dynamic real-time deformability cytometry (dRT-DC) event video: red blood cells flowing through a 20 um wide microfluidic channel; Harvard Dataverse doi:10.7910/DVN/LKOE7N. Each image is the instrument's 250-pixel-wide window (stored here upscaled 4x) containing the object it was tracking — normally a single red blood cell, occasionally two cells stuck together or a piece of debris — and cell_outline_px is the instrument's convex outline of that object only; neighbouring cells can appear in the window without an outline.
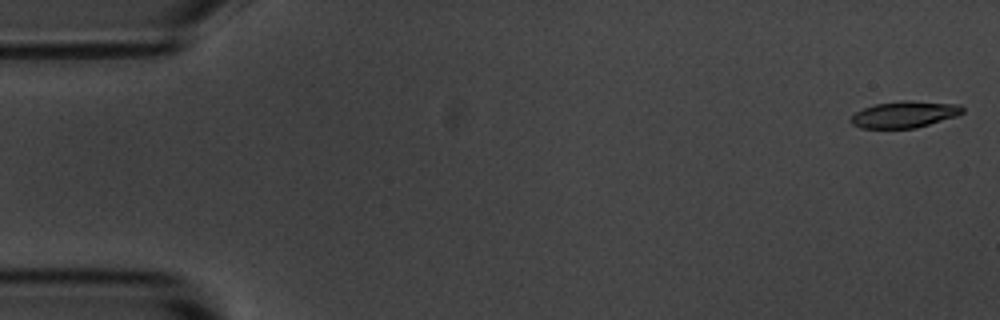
{"species": "common noctule bat (a hibernating species)", "species_latin": "Nyctalus noctula", "temperature_condition": "room temperature", "stored_images_in_passage": 55, "camera_frame_rate_fps": 3000, "um_per_image_px": 0.085, "animal": {"sex": "male", "body_mass_g": 20.1, "forearm_length_mm": 53.5}, "frame": {"image": 1, "passage_image": 1, "time_ms": 0.0, "image_size_px": [1000, 320], "cell_outline_px": [[964, 112], [956, 116], [916, 128], [860, 128], [852, 124], [848, 120], [856, 112], [864, 108], [876, 104], [900, 100], [912, 100], [960, 104], [964, 108]], "centroid_in_image_um": [76.89, 9.71], "position_along_channel_um": 8.1, "area_um2": 17.4}}
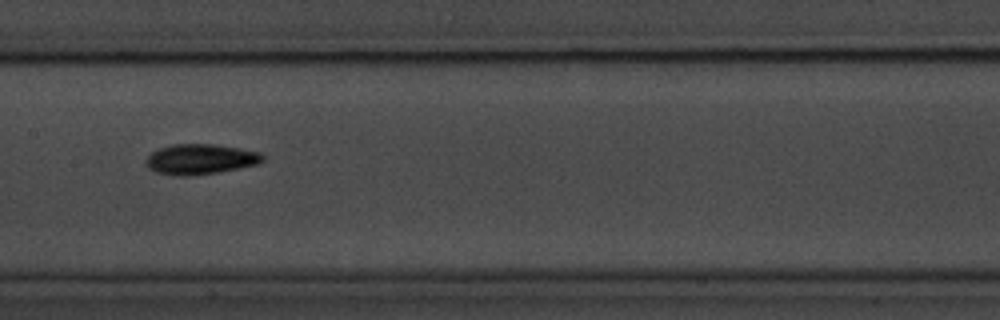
{"frame": {"image": 2, "passage_image": 27, "time_ms": 8.667, "image_size_px": [1000, 320], "cell_outline_px": [[264, 160], [256, 164], [216, 172], [184, 176], [176, 176], [156, 172], [148, 168], [144, 160], [152, 152], [160, 148], [172, 144], [212, 144], [260, 152], [264, 156]], "centroid_in_image_um": [16.98, 13.53], "position_along_channel_um": 190.4, "area_um2": 20.29}}
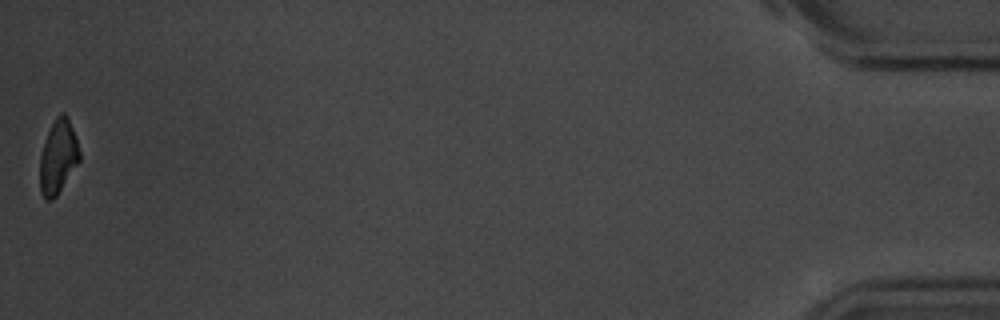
{"frame": {"image": 3, "passage_image": 55, "time_ms": 18.0, "image_size_px": [1000, 320], "cell_outline_px": [[80, 160], [56, 196], [52, 200], [44, 200], [40, 192], [40, 156], [48, 132], [56, 116], [60, 112], [64, 112], [72, 128], [80, 152]], "centroid_in_image_um": [4.92, 13.36], "position_along_channel_um": 430.3, "area_um2": 16.76}, "authors_computed_cell_mechanics": {"area_um2": 18.5538, "velocity_mm_per_s": 3.6116, "shape_relaxation_time_tau1_ms": 2.4767, "shape_relaxation_time_tau2_ms": 7.8019, "deformation_change_tau1": 0.1204, "deformation_change_tau2": 0.1472}}